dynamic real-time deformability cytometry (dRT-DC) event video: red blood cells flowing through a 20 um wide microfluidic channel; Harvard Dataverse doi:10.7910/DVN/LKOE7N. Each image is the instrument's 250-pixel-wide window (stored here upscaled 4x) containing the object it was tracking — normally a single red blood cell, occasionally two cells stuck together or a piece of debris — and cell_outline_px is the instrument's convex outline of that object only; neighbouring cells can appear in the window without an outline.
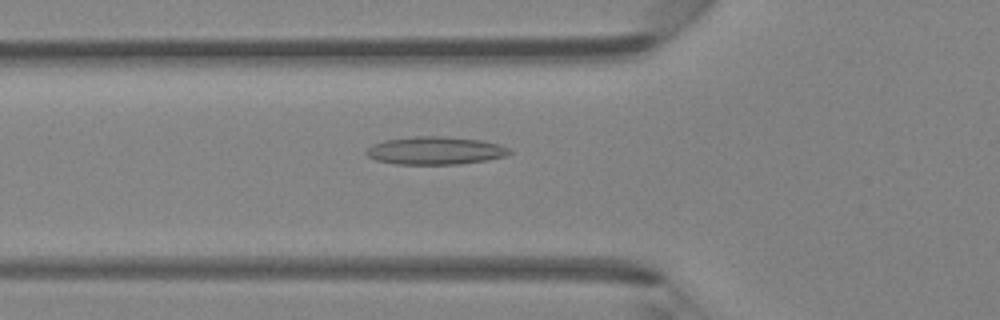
{"species": "Egyptian fruit bat (a non-hibernating species)", "species_latin": "Rousettus aegyptiacus", "temperature_condition": "room temperature", "stored_images_in_passage": 45, "camera_frame_rate_fps": 3000, "um_per_image_px": 0.085, "animal": {"sex": "female"}, "frame": {"image": 1, "passage_image": 16, "time_ms": 5.0, "image_size_px": [1000, 320], "cell_outline_px": [[512, 152], [504, 156], [484, 160], [456, 164], [396, 164], [376, 160], [368, 156], [364, 152], [372, 144], [384, 140], [416, 136], [444, 136], [480, 140], [496, 144], [508, 148]], "centroid_in_image_um": [36.93, 12.79], "position_along_channel_um": 88.9, "area_um2": 23.0}}
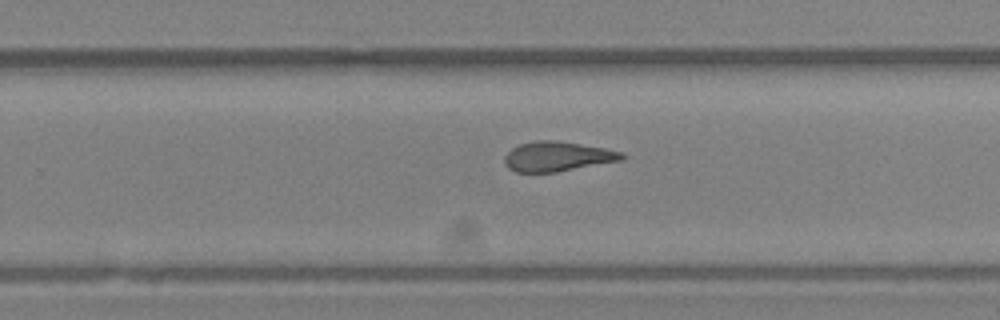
{"frame": {"image": 2, "passage_image": 29, "time_ms": 9.333, "image_size_px": [1000, 320], "cell_outline_px": [[624, 160], [556, 172], [516, 172], [508, 168], [504, 164], [504, 156], [512, 148], [520, 144], [536, 140], [556, 140], [604, 148], [624, 152]], "centroid_in_image_um": [47.38, 13.3], "position_along_channel_um": 282.4, "area_um2": 20.4}}
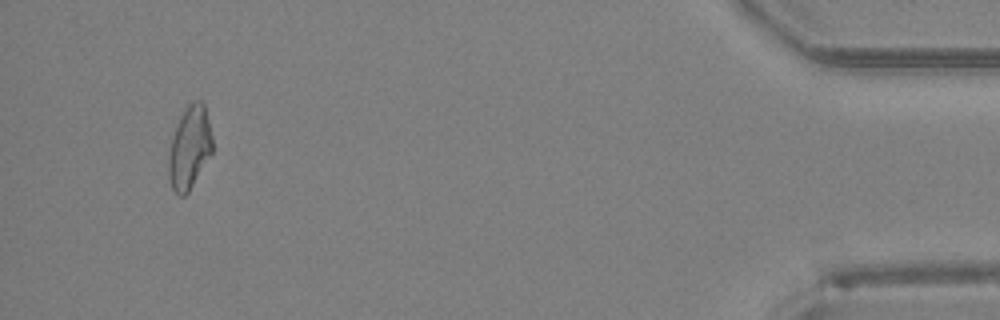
{"frame": {"image": 3, "passage_image": 43, "time_ms": 14.0, "image_size_px": [1000, 320], "cell_outline_px": [[212, 152], [188, 192], [184, 196], [180, 196], [172, 188], [168, 176], [168, 156], [172, 136], [176, 124], [180, 116], [188, 104], [192, 100], [200, 100], [204, 104], [212, 136]], "centroid_in_image_um": [16.09, 12.53], "position_along_channel_um": 419.1, "area_um2": 21.04}}